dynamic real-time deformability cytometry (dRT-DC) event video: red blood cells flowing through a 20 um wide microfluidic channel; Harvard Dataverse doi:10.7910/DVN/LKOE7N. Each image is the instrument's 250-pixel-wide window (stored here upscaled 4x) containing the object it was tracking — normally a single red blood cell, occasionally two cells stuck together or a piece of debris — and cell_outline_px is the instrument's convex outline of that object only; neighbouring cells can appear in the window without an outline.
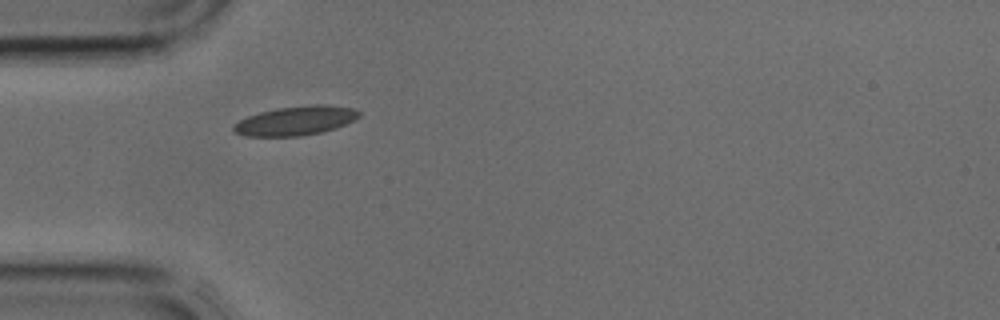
{"species": "common noctule bat (a hibernating species)", "species_latin": "Nyctalus noctula", "temperature_condition": "cold", "stored_images_in_passage": 3, "camera_frame_rate_fps": 3000, "um_per_image_px": 0.085, "animal": {"sex": "male", "body_mass_g": 17.9, "forearm_length_mm": 54.2}, "frame": {"image": 1, "passage_image": 3, "time_ms": 0.667, "image_size_px": [1000, 320], "cell_outline_px": [[360, 116], [336, 128], [320, 132], [300, 136], [244, 136], [232, 132], [232, 124], [248, 116], [260, 112], [276, 108], [316, 104], [324, 104], [352, 108], [360, 112]], "centroid_in_image_um": [25.07, 10.26], "position_along_channel_um": 59.9, "area_um2": 21.27}}